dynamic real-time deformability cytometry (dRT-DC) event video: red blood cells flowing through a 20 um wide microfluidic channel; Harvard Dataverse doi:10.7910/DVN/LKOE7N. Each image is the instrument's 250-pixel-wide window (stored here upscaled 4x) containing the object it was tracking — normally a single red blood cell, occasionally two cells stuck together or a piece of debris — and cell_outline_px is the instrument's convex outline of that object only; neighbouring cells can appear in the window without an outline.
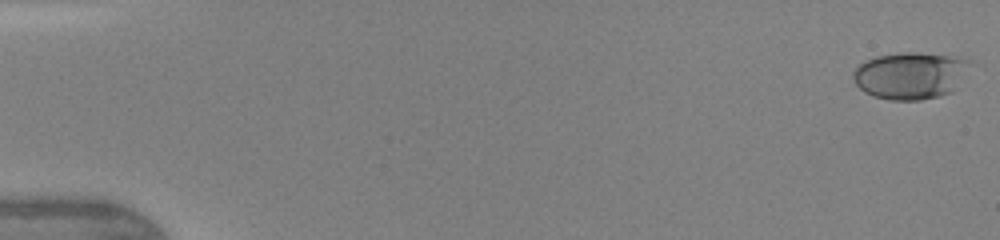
{"species": "human", "species_latin": "Homo sapiens", "temperature_condition": "warm", "stored_images_in_passage": 46, "camera_frame_rate_fps": 3000, "um_per_image_px": 0.085, "donor": {"sex": "female"}, "frame": {"image": 1, "passage_image": 1, "time_ms": 0.0, "image_size_px": [1000, 240], "cell_outline_px": [[968, 60], [952, 92], [940, 96], [920, 100], [888, 100], [872, 96], [864, 92], [856, 84], [852, 76], [852, 72], [860, 64], [876, 56], [904, 52], [916, 52], [944, 56]], "centroid_in_image_um": [77.24, 6.44], "position_along_channel_um": 7.8, "area_um2": 31.1}}
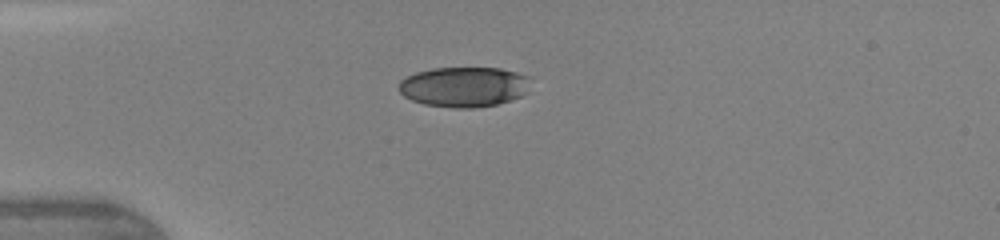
{"frame": {"image": 2, "passage_image": 13, "time_ms": 4.0, "image_size_px": [1000, 240], "cell_outline_px": [[532, 76], [528, 92], [520, 96], [496, 104], [472, 108], [456, 108], [424, 104], [412, 100], [404, 96], [396, 88], [400, 80], [416, 72], [432, 68], [500, 68]], "centroid_in_image_um": [39.45, 7.37], "position_along_channel_um": 45.6, "area_um2": 31.04}}
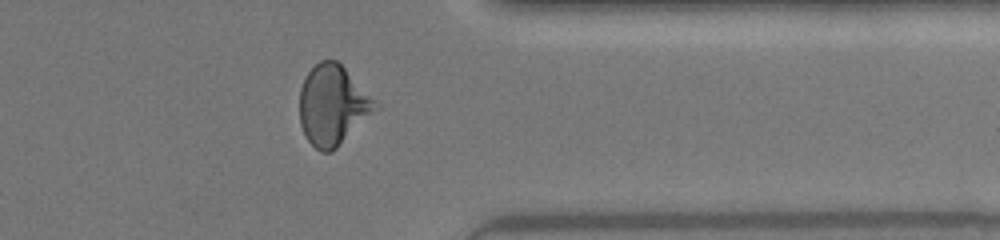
{"frame": {"image": 3, "passage_image": 38, "time_ms": 12.333, "image_size_px": [1000, 240], "cell_outline_px": [[380, 108], [332, 152], [320, 152], [308, 140], [300, 124], [300, 88], [308, 72], [320, 60], [336, 60], [344, 68]], "centroid_in_image_um": [28.26, 8.98], "position_along_channel_um": 383.1, "area_um2": 34.68}, "authors_computed_cell_mechanics": {"area_um2": 32.8304, "velocity_mm_per_s": 4.418, "shape_relaxation_time_tau1_ms": 6.1078, "shape_relaxation_time_tau2_ms": 0.9013, "deformation_change_tau1": 0.2071, "deformation_change_tau2": 0.0654}}